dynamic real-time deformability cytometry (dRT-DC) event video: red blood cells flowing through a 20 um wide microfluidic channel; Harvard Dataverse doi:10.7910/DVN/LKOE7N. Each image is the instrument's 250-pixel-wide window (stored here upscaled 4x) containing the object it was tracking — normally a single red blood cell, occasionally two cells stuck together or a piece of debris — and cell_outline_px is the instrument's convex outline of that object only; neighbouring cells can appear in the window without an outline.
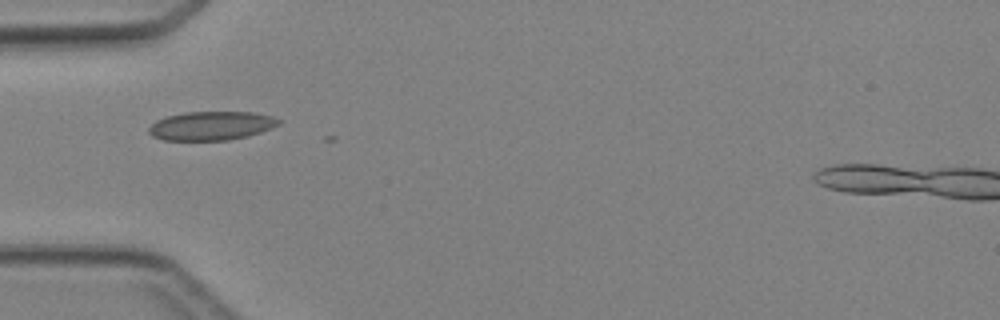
{"species": "Egyptian fruit bat (a non-hibernating species)", "species_latin": "Rousettus aegyptiacus", "temperature_condition": "cold", "stored_images_in_passage": 2, "camera_frame_rate_fps": 3000, "um_per_image_px": 0.085, "animal": {"sex": "female"}, "frame": {"image": 1, "passage_image": 1, "time_ms": 0.0, "image_size_px": [1000, 320], "cell_outline_px": [[284, 120], [280, 124], [272, 128], [248, 136], [228, 140], [164, 140], [152, 136], [148, 132], [148, 128], [156, 120], [164, 116], [184, 112], [252, 112], [272, 116]], "centroid_in_image_um": [17.97, 10.68], "position_along_channel_um": 67.0, "area_um2": 22.02}}